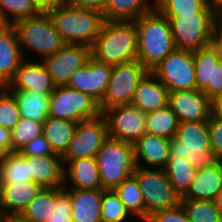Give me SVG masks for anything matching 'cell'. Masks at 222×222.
<instances>
[{
	"label": "cell",
	"instance_id": "6da1fadb",
	"mask_svg": "<svg viewBox=\"0 0 222 222\" xmlns=\"http://www.w3.org/2000/svg\"><path fill=\"white\" fill-rule=\"evenodd\" d=\"M135 21H104L91 47V57L111 66L137 60Z\"/></svg>",
	"mask_w": 222,
	"mask_h": 222
},
{
	"label": "cell",
	"instance_id": "7a4b0ae2",
	"mask_svg": "<svg viewBox=\"0 0 222 222\" xmlns=\"http://www.w3.org/2000/svg\"><path fill=\"white\" fill-rule=\"evenodd\" d=\"M134 21L138 32L137 60L151 71L176 49L169 21L158 10Z\"/></svg>",
	"mask_w": 222,
	"mask_h": 222
},
{
	"label": "cell",
	"instance_id": "3957f363",
	"mask_svg": "<svg viewBox=\"0 0 222 222\" xmlns=\"http://www.w3.org/2000/svg\"><path fill=\"white\" fill-rule=\"evenodd\" d=\"M45 11L66 44H82L91 48L105 21L99 11L65 2Z\"/></svg>",
	"mask_w": 222,
	"mask_h": 222
},
{
	"label": "cell",
	"instance_id": "277c9868",
	"mask_svg": "<svg viewBox=\"0 0 222 222\" xmlns=\"http://www.w3.org/2000/svg\"><path fill=\"white\" fill-rule=\"evenodd\" d=\"M169 158H186L197 169L214 166L220 157L211 149L208 120L182 122L170 139Z\"/></svg>",
	"mask_w": 222,
	"mask_h": 222
},
{
	"label": "cell",
	"instance_id": "5b68a950",
	"mask_svg": "<svg viewBox=\"0 0 222 222\" xmlns=\"http://www.w3.org/2000/svg\"><path fill=\"white\" fill-rule=\"evenodd\" d=\"M20 43L24 59H29L24 49L36 53L41 61L60 50L66 42L56 31L48 13L24 18L13 24Z\"/></svg>",
	"mask_w": 222,
	"mask_h": 222
},
{
	"label": "cell",
	"instance_id": "8992f818",
	"mask_svg": "<svg viewBox=\"0 0 222 222\" xmlns=\"http://www.w3.org/2000/svg\"><path fill=\"white\" fill-rule=\"evenodd\" d=\"M102 189H115L134 174V145L108 137L95 156Z\"/></svg>",
	"mask_w": 222,
	"mask_h": 222
},
{
	"label": "cell",
	"instance_id": "52a82bcc",
	"mask_svg": "<svg viewBox=\"0 0 222 222\" xmlns=\"http://www.w3.org/2000/svg\"><path fill=\"white\" fill-rule=\"evenodd\" d=\"M215 12L164 15L177 49L196 51L213 44Z\"/></svg>",
	"mask_w": 222,
	"mask_h": 222
},
{
	"label": "cell",
	"instance_id": "ba28073f",
	"mask_svg": "<svg viewBox=\"0 0 222 222\" xmlns=\"http://www.w3.org/2000/svg\"><path fill=\"white\" fill-rule=\"evenodd\" d=\"M133 175L138 180L142 192L145 218L157 211L172 208L181 203V197L174 190L164 169L136 166Z\"/></svg>",
	"mask_w": 222,
	"mask_h": 222
},
{
	"label": "cell",
	"instance_id": "9c48e42d",
	"mask_svg": "<svg viewBox=\"0 0 222 222\" xmlns=\"http://www.w3.org/2000/svg\"><path fill=\"white\" fill-rule=\"evenodd\" d=\"M99 105L88 94L66 86H56L49 95V116L71 122L99 117Z\"/></svg>",
	"mask_w": 222,
	"mask_h": 222
},
{
	"label": "cell",
	"instance_id": "30bf717a",
	"mask_svg": "<svg viewBox=\"0 0 222 222\" xmlns=\"http://www.w3.org/2000/svg\"><path fill=\"white\" fill-rule=\"evenodd\" d=\"M147 72L138 60L113 66L103 100L98 104L100 112L116 105L131 104L137 85Z\"/></svg>",
	"mask_w": 222,
	"mask_h": 222
},
{
	"label": "cell",
	"instance_id": "8fae6325",
	"mask_svg": "<svg viewBox=\"0 0 222 222\" xmlns=\"http://www.w3.org/2000/svg\"><path fill=\"white\" fill-rule=\"evenodd\" d=\"M151 72L169 92L196 89L193 51L176 48Z\"/></svg>",
	"mask_w": 222,
	"mask_h": 222
},
{
	"label": "cell",
	"instance_id": "7c38bea8",
	"mask_svg": "<svg viewBox=\"0 0 222 222\" xmlns=\"http://www.w3.org/2000/svg\"><path fill=\"white\" fill-rule=\"evenodd\" d=\"M108 137V125L102 114L95 119L78 122L69 147L62 156L63 165L70 160L95 157Z\"/></svg>",
	"mask_w": 222,
	"mask_h": 222
},
{
	"label": "cell",
	"instance_id": "4fadbf2b",
	"mask_svg": "<svg viewBox=\"0 0 222 222\" xmlns=\"http://www.w3.org/2000/svg\"><path fill=\"white\" fill-rule=\"evenodd\" d=\"M102 115L110 138L134 144L146 133V114L132 104L110 107Z\"/></svg>",
	"mask_w": 222,
	"mask_h": 222
},
{
	"label": "cell",
	"instance_id": "5bb4252c",
	"mask_svg": "<svg viewBox=\"0 0 222 222\" xmlns=\"http://www.w3.org/2000/svg\"><path fill=\"white\" fill-rule=\"evenodd\" d=\"M91 57V48L82 44H65L42 62L56 86H66L72 74L85 66Z\"/></svg>",
	"mask_w": 222,
	"mask_h": 222
},
{
	"label": "cell",
	"instance_id": "9a60e30c",
	"mask_svg": "<svg viewBox=\"0 0 222 222\" xmlns=\"http://www.w3.org/2000/svg\"><path fill=\"white\" fill-rule=\"evenodd\" d=\"M112 68L90 57L85 66L72 74L67 86L88 94L99 104L106 92Z\"/></svg>",
	"mask_w": 222,
	"mask_h": 222
},
{
	"label": "cell",
	"instance_id": "2e32d148",
	"mask_svg": "<svg viewBox=\"0 0 222 222\" xmlns=\"http://www.w3.org/2000/svg\"><path fill=\"white\" fill-rule=\"evenodd\" d=\"M168 106L179 123L205 121L211 116V99L197 89L169 92Z\"/></svg>",
	"mask_w": 222,
	"mask_h": 222
},
{
	"label": "cell",
	"instance_id": "e0dca14e",
	"mask_svg": "<svg viewBox=\"0 0 222 222\" xmlns=\"http://www.w3.org/2000/svg\"><path fill=\"white\" fill-rule=\"evenodd\" d=\"M5 87L8 90L43 92L50 95L56 85L41 60L36 62L24 59Z\"/></svg>",
	"mask_w": 222,
	"mask_h": 222
},
{
	"label": "cell",
	"instance_id": "ac0fdd59",
	"mask_svg": "<svg viewBox=\"0 0 222 222\" xmlns=\"http://www.w3.org/2000/svg\"><path fill=\"white\" fill-rule=\"evenodd\" d=\"M23 60L14 26L3 24L0 27V87L9 83Z\"/></svg>",
	"mask_w": 222,
	"mask_h": 222
},
{
	"label": "cell",
	"instance_id": "d6986e66",
	"mask_svg": "<svg viewBox=\"0 0 222 222\" xmlns=\"http://www.w3.org/2000/svg\"><path fill=\"white\" fill-rule=\"evenodd\" d=\"M133 145L136 166L161 169L166 166L169 159L170 139L145 133Z\"/></svg>",
	"mask_w": 222,
	"mask_h": 222
},
{
	"label": "cell",
	"instance_id": "ffe728a7",
	"mask_svg": "<svg viewBox=\"0 0 222 222\" xmlns=\"http://www.w3.org/2000/svg\"><path fill=\"white\" fill-rule=\"evenodd\" d=\"M168 102L169 90L151 71H148L138 83L131 104L147 114L167 107Z\"/></svg>",
	"mask_w": 222,
	"mask_h": 222
},
{
	"label": "cell",
	"instance_id": "44dd1931",
	"mask_svg": "<svg viewBox=\"0 0 222 222\" xmlns=\"http://www.w3.org/2000/svg\"><path fill=\"white\" fill-rule=\"evenodd\" d=\"M63 187L72 189L102 188L99 169L95 157L79 158L68 161L64 165Z\"/></svg>",
	"mask_w": 222,
	"mask_h": 222
},
{
	"label": "cell",
	"instance_id": "7402d4cb",
	"mask_svg": "<svg viewBox=\"0 0 222 222\" xmlns=\"http://www.w3.org/2000/svg\"><path fill=\"white\" fill-rule=\"evenodd\" d=\"M43 187L35 182H13L0 185V209L6 215H21Z\"/></svg>",
	"mask_w": 222,
	"mask_h": 222
},
{
	"label": "cell",
	"instance_id": "603a6c76",
	"mask_svg": "<svg viewBox=\"0 0 222 222\" xmlns=\"http://www.w3.org/2000/svg\"><path fill=\"white\" fill-rule=\"evenodd\" d=\"M65 189L71 200L72 222H102L101 199L104 189Z\"/></svg>",
	"mask_w": 222,
	"mask_h": 222
},
{
	"label": "cell",
	"instance_id": "cb8c5ba5",
	"mask_svg": "<svg viewBox=\"0 0 222 222\" xmlns=\"http://www.w3.org/2000/svg\"><path fill=\"white\" fill-rule=\"evenodd\" d=\"M30 175L42 187L64 186V165L61 155L30 157Z\"/></svg>",
	"mask_w": 222,
	"mask_h": 222
},
{
	"label": "cell",
	"instance_id": "d4e9b609",
	"mask_svg": "<svg viewBox=\"0 0 222 222\" xmlns=\"http://www.w3.org/2000/svg\"><path fill=\"white\" fill-rule=\"evenodd\" d=\"M222 189V165L203 167L197 170L196 176L181 199L214 200Z\"/></svg>",
	"mask_w": 222,
	"mask_h": 222
},
{
	"label": "cell",
	"instance_id": "484cf974",
	"mask_svg": "<svg viewBox=\"0 0 222 222\" xmlns=\"http://www.w3.org/2000/svg\"><path fill=\"white\" fill-rule=\"evenodd\" d=\"M159 0H108L105 21H134L141 15L157 10Z\"/></svg>",
	"mask_w": 222,
	"mask_h": 222
},
{
	"label": "cell",
	"instance_id": "4316f807",
	"mask_svg": "<svg viewBox=\"0 0 222 222\" xmlns=\"http://www.w3.org/2000/svg\"><path fill=\"white\" fill-rule=\"evenodd\" d=\"M17 102L20 116L37 122L49 117V95L43 92L9 90Z\"/></svg>",
	"mask_w": 222,
	"mask_h": 222
},
{
	"label": "cell",
	"instance_id": "83f0119b",
	"mask_svg": "<svg viewBox=\"0 0 222 222\" xmlns=\"http://www.w3.org/2000/svg\"><path fill=\"white\" fill-rule=\"evenodd\" d=\"M76 125V122L50 116L43 122V135L55 154H65L74 136Z\"/></svg>",
	"mask_w": 222,
	"mask_h": 222
},
{
	"label": "cell",
	"instance_id": "f1b7e54d",
	"mask_svg": "<svg viewBox=\"0 0 222 222\" xmlns=\"http://www.w3.org/2000/svg\"><path fill=\"white\" fill-rule=\"evenodd\" d=\"M196 89L203 91L212 85L213 65L222 59V52L211 44L207 47L193 51Z\"/></svg>",
	"mask_w": 222,
	"mask_h": 222
},
{
	"label": "cell",
	"instance_id": "f546056e",
	"mask_svg": "<svg viewBox=\"0 0 222 222\" xmlns=\"http://www.w3.org/2000/svg\"><path fill=\"white\" fill-rule=\"evenodd\" d=\"M30 157L9 152L0 159V185L13 182H32Z\"/></svg>",
	"mask_w": 222,
	"mask_h": 222
},
{
	"label": "cell",
	"instance_id": "4dcf8cb0",
	"mask_svg": "<svg viewBox=\"0 0 222 222\" xmlns=\"http://www.w3.org/2000/svg\"><path fill=\"white\" fill-rule=\"evenodd\" d=\"M163 169L180 197L188 192L198 170L186 158H169Z\"/></svg>",
	"mask_w": 222,
	"mask_h": 222
},
{
	"label": "cell",
	"instance_id": "1f68e13d",
	"mask_svg": "<svg viewBox=\"0 0 222 222\" xmlns=\"http://www.w3.org/2000/svg\"><path fill=\"white\" fill-rule=\"evenodd\" d=\"M178 119L167 106L146 114V133L171 139L177 133Z\"/></svg>",
	"mask_w": 222,
	"mask_h": 222
},
{
	"label": "cell",
	"instance_id": "d6a6232c",
	"mask_svg": "<svg viewBox=\"0 0 222 222\" xmlns=\"http://www.w3.org/2000/svg\"><path fill=\"white\" fill-rule=\"evenodd\" d=\"M114 191L134 218H145V204L142 192L134 175L125 179Z\"/></svg>",
	"mask_w": 222,
	"mask_h": 222
},
{
	"label": "cell",
	"instance_id": "836d02e7",
	"mask_svg": "<svg viewBox=\"0 0 222 222\" xmlns=\"http://www.w3.org/2000/svg\"><path fill=\"white\" fill-rule=\"evenodd\" d=\"M43 10L35 0H0V20L13 25L16 21L34 17Z\"/></svg>",
	"mask_w": 222,
	"mask_h": 222
},
{
	"label": "cell",
	"instance_id": "e575fe53",
	"mask_svg": "<svg viewBox=\"0 0 222 222\" xmlns=\"http://www.w3.org/2000/svg\"><path fill=\"white\" fill-rule=\"evenodd\" d=\"M52 203H55V187H43L20 216L28 222H46L51 216Z\"/></svg>",
	"mask_w": 222,
	"mask_h": 222
},
{
	"label": "cell",
	"instance_id": "d590c367",
	"mask_svg": "<svg viewBox=\"0 0 222 222\" xmlns=\"http://www.w3.org/2000/svg\"><path fill=\"white\" fill-rule=\"evenodd\" d=\"M190 222H222L214 200L181 199Z\"/></svg>",
	"mask_w": 222,
	"mask_h": 222
},
{
	"label": "cell",
	"instance_id": "8d00e7d4",
	"mask_svg": "<svg viewBox=\"0 0 222 222\" xmlns=\"http://www.w3.org/2000/svg\"><path fill=\"white\" fill-rule=\"evenodd\" d=\"M101 219L102 222H129V220L134 222L132 219L135 218L122 204L114 189H104L101 199Z\"/></svg>",
	"mask_w": 222,
	"mask_h": 222
},
{
	"label": "cell",
	"instance_id": "74e56055",
	"mask_svg": "<svg viewBox=\"0 0 222 222\" xmlns=\"http://www.w3.org/2000/svg\"><path fill=\"white\" fill-rule=\"evenodd\" d=\"M157 10L162 15H180L181 13L215 12L210 0H159Z\"/></svg>",
	"mask_w": 222,
	"mask_h": 222
},
{
	"label": "cell",
	"instance_id": "f35d334b",
	"mask_svg": "<svg viewBox=\"0 0 222 222\" xmlns=\"http://www.w3.org/2000/svg\"><path fill=\"white\" fill-rule=\"evenodd\" d=\"M43 134V122L21 117L11 130V152H18L34 138Z\"/></svg>",
	"mask_w": 222,
	"mask_h": 222
},
{
	"label": "cell",
	"instance_id": "ab89813d",
	"mask_svg": "<svg viewBox=\"0 0 222 222\" xmlns=\"http://www.w3.org/2000/svg\"><path fill=\"white\" fill-rule=\"evenodd\" d=\"M20 118L14 95L6 87H0V127L12 130Z\"/></svg>",
	"mask_w": 222,
	"mask_h": 222
},
{
	"label": "cell",
	"instance_id": "60d3db41",
	"mask_svg": "<svg viewBox=\"0 0 222 222\" xmlns=\"http://www.w3.org/2000/svg\"><path fill=\"white\" fill-rule=\"evenodd\" d=\"M46 222H72L71 200L64 187H55V203H52L51 216Z\"/></svg>",
	"mask_w": 222,
	"mask_h": 222
},
{
	"label": "cell",
	"instance_id": "b9f144b4",
	"mask_svg": "<svg viewBox=\"0 0 222 222\" xmlns=\"http://www.w3.org/2000/svg\"><path fill=\"white\" fill-rule=\"evenodd\" d=\"M18 152L29 157L58 155L54 153L43 134L28 142Z\"/></svg>",
	"mask_w": 222,
	"mask_h": 222
},
{
	"label": "cell",
	"instance_id": "7bdbcfd3",
	"mask_svg": "<svg viewBox=\"0 0 222 222\" xmlns=\"http://www.w3.org/2000/svg\"><path fill=\"white\" fill-rule=\"evenodd\" d=\"M148 219L151 222H190L181 204L157 211L148 216Z\"/></svg>",
	"mask_w": 222,
	"mask_h": 222
},
{
	"label": "cell",
	"instance_id": "ee69618b",
	"mask_svg": "<svg viewBox=\"0 0 222 222\" xmlns=\"http://www.w3.org/2000/svg\"><path fill=\"white\" fill-rule=\"evenodd\" d=\"M211 149L222 157V120L210 116L208 119Z\"/></svg>",
	"mask_w": 222,
	"mask_h": 222
},
{
	"label": "cell",
	"instance_id": "f6af8a7d",
	"mask_svg": "<svg viewBox=\"0 0 222 222\" xmlns=\"http://www.w3.org/2000/svg\"><path fill=\"white\" fill-rule=\"evenodd\" d=\"M221 92H222V59L216 65H213L212 85H208L203 90V93L210 99L213 98L216 94Z\"/></svg>",
	"mask_w": 222,
	"mask_h": 222
},
{
	"label": "cell",
	"instance_id": "bcb514c9",
	"mask_svg": "<svg viewBox=\"0 0 222 222\" xmlns=\"http://www.w3.org/2000/svg\"><path fill=\"white\" fill-rule=\"evenodd\" d=\"M71 6L104 12L108 0H64Z\"/></svg>",
	"mask_w": 222,
	"mask_h": 222
},
{
	"label": "cell",
	"instance_id": "7dc6e473",
	"mask_svg": "<svg viewBox=\"0 0 222 222\" xmlns=\"http://www.w3.org/2000/svg\"><path fill=\"white\" fill-rule=\"evenodd\" d=\"M213 44L222 52V9L215 11Z\"/></svg>",
	"mask_w": 222,
	"mask_h": 222
},
{
	"label": "cell",
	"instance_id": "c3c4849f",
	"mask_svg": "<svg viewBox=\"0 0 222 222\" xmlns=\"http://www.w3.org/2000/svg\"><path fill=\"white\" fill-rule=\"evenodd\" d=\"M11 152V130L0 127V159Z\"/></svg>",
	"mask_w": 222,
	"mask_h": 222
},
{
	"label": "cell",
	"instance_id": "681fc988",
	"mask_svg": "<svg viewBox=\"0 0 222 222\" xmlns=\"http://www.w3.org/2000/svg\"><path fill=\"white\" fill-rule=\"evenodd\" d=\"M211 116L222 120V92L211 98Z\"/></svg>",
	"mask_w": 222,
	"mask_h": 222
},
{
	"label": "cell",
	"instance_id": "f907efd6",
	"mask_svg": "<svg viewBox=\"0 0 222 222\" xmlns=\"http://www.w3.org/2000/svg\"><path fill=\"white\" fill-rule=\"evenodd\" d=\"M39 7L45 11L64 2V0H35Z\"/></svg>",
	"mask_w": 222,
	"mask_h": 222
},
{
	"label": "cell",
	"instance_id": "816d5d0a",
	"mask_svg": "<svg viewBox=\"0 0 222 222\" xmlns=\"http://www.w3.org/2000/svg\"><path fill=\"white\" fill-rule=\"evenodd\" d=\"M3 222H28L20 215H6Z\"/></svg>",
	"mask_w": 222,
	"mask_h": 222
},
{
	"label": "cell",
	"instance_id": "f5cc1de1",
	"mask_svg": "<svg viewBox=\"0 0 222 222\" xmlns=\"http://www.w3.org/2000/svg\"><path fill=\"white\" fill-rule=\"evenodd\" d=\"M214 202H215V205H216L218 211L222 215V189L219 191V193L215 197Z\"/></svg>",
	"mask_w": 222,
	"mask_h": 222
},
{
	"label": "cell",
	"instance_id": "db71d44e",
	"mask_svg": "<svg viewBox=\"0 0 222 222\" xmlns=\"http://www.w3.org/2000/svg\"><path fill=\"white\" fill-rule=\"evenodd\" d=\"M216 9H222V0H210Z\"/></svg>",
	"mask_w": 222,
	"mask_h": 222
},
{
	"label": "cell",
	"instance_id": "11a10c76",
	"mask_svg": "<svg viewBox=\"0 0 222 222\" xmlns=\"http://www.w3.org/2000/svg\"><path fill=\"white\" fill-rule=\"evenodd\" d=\"M134 222H151L148 218H137Z\"/></svg>",
	"mask_w": 222,
	"mask_h": 222
},
{
	"label": "cell",
	"instance_id": "9f6ffc18",
	"mask_svg": "<svg viewBox=\"0 0 222 222\" xmlns=\"http://www.w3.org/2000/svg\"><path fill=\"white\" fill-rule=\"evenodd\" d=\"M6 214L0 209V222L4 221Z\"/></svg>",
	"mask_w": 222,
	"mask_h": 222
}]
</instances>
